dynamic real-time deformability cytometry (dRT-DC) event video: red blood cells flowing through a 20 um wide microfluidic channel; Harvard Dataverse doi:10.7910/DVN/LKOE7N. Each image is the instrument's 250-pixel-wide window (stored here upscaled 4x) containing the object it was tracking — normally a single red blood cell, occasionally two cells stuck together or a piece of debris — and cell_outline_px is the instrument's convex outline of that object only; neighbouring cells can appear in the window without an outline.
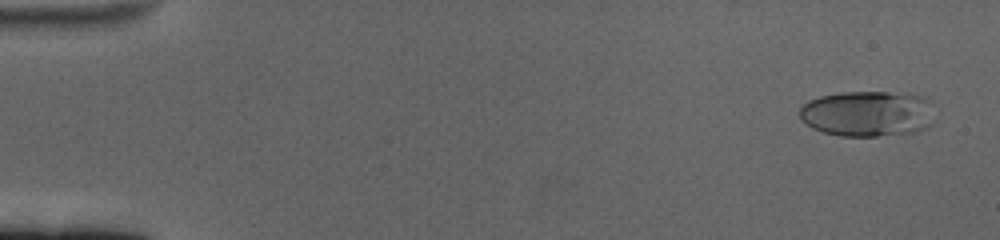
{"species": "human", "species_latin": "Homo sapiens", "temperature_condition": "cold", "stored_images_in_passage": 60, "camera_frame_rate_fps": 3000, "um_per_image_px": 0.085, "donor": {"sex": "female"}, "frame": {"image": 1, "passage_image": 3, "time_ms": 0.667, "image_size_px": [1000, 240], "cell_outline_px": [[936, 120], [928, 128], [916, 132], [876, 136], [840, 136], [824, 132], [812, 128], [800, 116], [800, 108], [808, 100], [820, 96], [840, 92], [888, 92], [928, 96], [936, 104]], "centroid_in_image_um": [73.89, 9.65], "position_along_channel_um": 11.1, "area_um2": 36.93}}
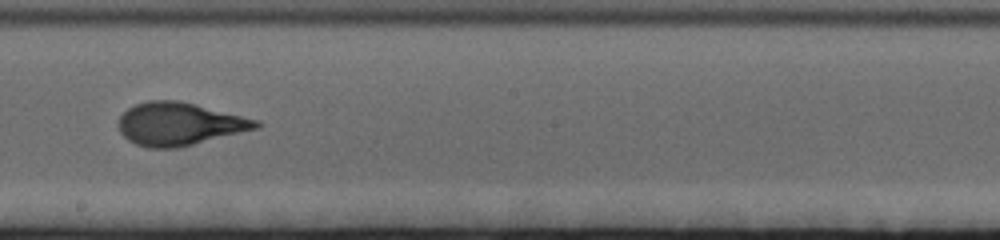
{"frame": {"image": 2, "passage_image": 35, "time_ms": 11.333, "image_size_px": [1000, 240], "cell_outline_px": [[264, 124], [260, 128], [180, 148], [148, 148], [136, 144], [128, 140], [120, 132], [116, 124], [120, 116], [128, 108], [136, 104], [148, 100], [176, 100], [196, 104], [260, 120]], "centroid_in_image_um": [15.28, 10.54], "position_along_channel_um": 232.9, "area_um2": 34.85}}
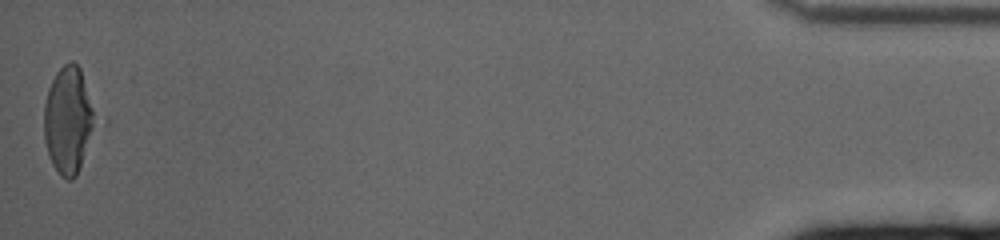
{"frame": {"image": 3, "passage_image": 60, "time_ms": 19.667, "image_size_px": [1000, 240], "cell_outline_px": [[108, 120], [76, 176], [72, 180], [68, 180], [60, 176], [52, 164], [44, 140], [44, 104], [48, 88], [56, 72], [68, 60], [72, 60], [80, 68]], "centroid_in_image_um": [6.05, 10.21], "position_along_channel_um": 429.2, "area_um2": 35.89}, "authors_computed_cell_mechanics": {"area_um2": 33.524, "velocity_mm_per_s": 3.3965, "shape_relaxation_time_tau1_ms": 4.0996, "shape_relaxation_time_tau2_ms": 0.7831, "deformation_change_tau1": 0.191, "deformation_change_tau2": 0.0741}}